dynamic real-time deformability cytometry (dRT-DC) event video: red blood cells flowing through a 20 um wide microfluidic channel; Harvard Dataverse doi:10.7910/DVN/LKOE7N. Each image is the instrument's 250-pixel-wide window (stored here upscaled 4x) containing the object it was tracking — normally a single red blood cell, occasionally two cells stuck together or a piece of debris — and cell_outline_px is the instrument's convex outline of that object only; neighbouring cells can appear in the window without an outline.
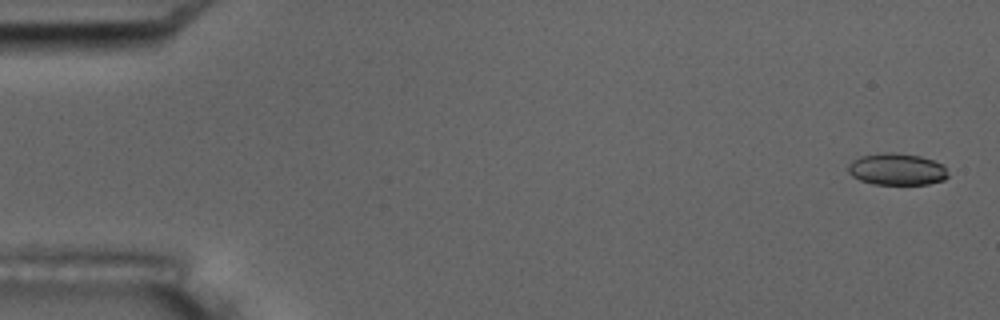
{"species": "common noctule bat (a hibernating species)", "species_latin": "Nyctalus noctula", "temperature_condition": "room temperature", "stored_images_in_passage": 7, "camera_frame_rate_fps": 3000, "um_per_image_px": 0.085, "animal": {"sex": "male", "body_mass_g": 17.5, "forearm_length_mm": 52.3}, "frame": {"image": 1, "passage_image": 1, "time_ms": 0.0, "image_size_px": [1000, 320], "cell_outline_px": [[948, 176], [944, 180], [928, 184], [872, 184], [860, 180], [852, 176], [848, 172], [848, 164], [852, 160], [860, 156], [884, 152], [892, 152], [920, 156], [944, 164]], "centroid_in_image_um": [76.22, 14.38], "position_along_channel_um": 8.8, "area_um2": 18.61}}
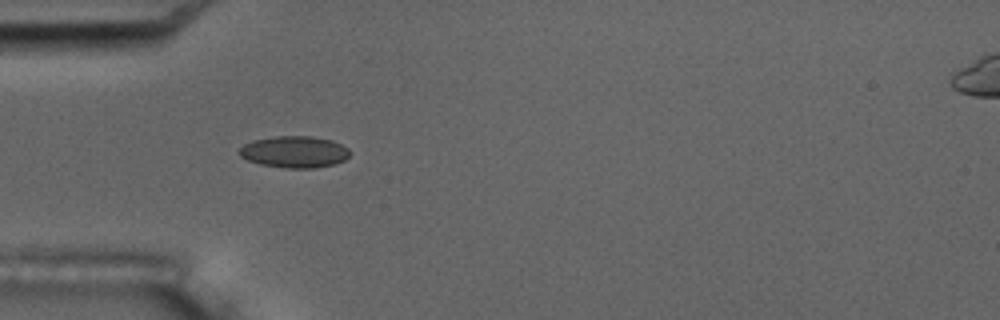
{"frame": {"image": 2, "passage_image": 5, "time_ms": 5.333, "image_size_px": [1000, 320], "cell_outline_px": [[352, 152], [344, 160], [332, 164], [312, 168], [284, 168], [260, 164], [248, 160], [240, 156], [240, 148], [244, 144], [252, 140], [276, 136], [312, 136], [332, 140], [348, 148]], "centroid_in_image_um": [25.03, 12.9], "position_along_channel_um": 60.0, "area_um2": 20.35}}